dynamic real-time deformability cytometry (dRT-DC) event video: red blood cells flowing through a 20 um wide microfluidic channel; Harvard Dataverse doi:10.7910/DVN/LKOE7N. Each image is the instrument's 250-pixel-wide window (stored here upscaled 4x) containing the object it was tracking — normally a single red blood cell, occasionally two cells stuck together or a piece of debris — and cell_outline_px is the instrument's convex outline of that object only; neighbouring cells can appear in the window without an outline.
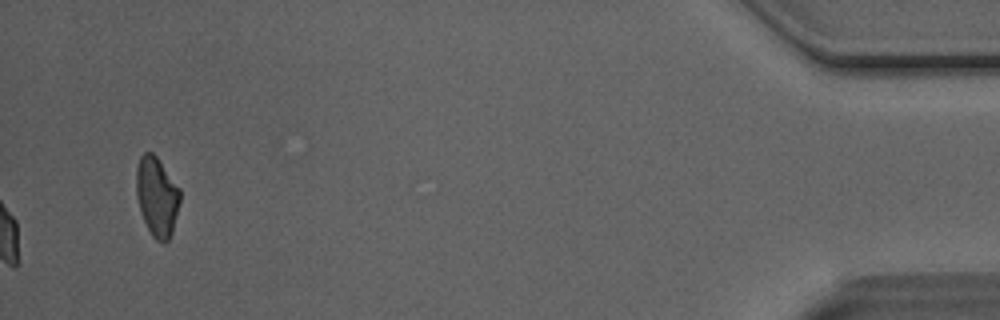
{"species": "Egyptian fruit bat (a non-hibernating species)", "species_latin": "Rousettus aegyptiacus", "temperature_condition": "room temperature", "stored_images_in_passage": 33, "camera_frame_rate_fps": 3000, "um_per_image_px": 0.085, "animal": {"sex": "male"}, "frame": {"image": 1, "passage_image": 33, "time_ms": 10.667, "image_size_px": [1000, 320], "cell_outline_px": [[180, 200], [172, 232], [168, 240], [156, 240], [152, 236], [140, 212], [136, 196], [136, 168], [140, 156], [144, 152], [152, 152], [156, 156], [180, 188]], "centroid_in_image_um": [13.32, 16.67], "position_along_channel_um": 421.9, "area_um2": 20.11}}